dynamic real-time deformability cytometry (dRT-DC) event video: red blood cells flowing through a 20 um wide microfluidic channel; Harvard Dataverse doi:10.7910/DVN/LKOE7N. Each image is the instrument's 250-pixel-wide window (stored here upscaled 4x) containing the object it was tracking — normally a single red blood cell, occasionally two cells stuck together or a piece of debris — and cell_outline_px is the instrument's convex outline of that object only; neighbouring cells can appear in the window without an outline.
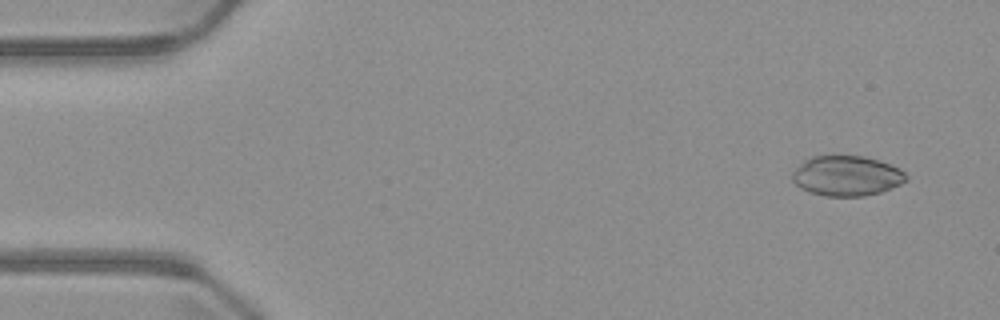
{"species": "common noctule bat (a hibernating species)", "species_latin": "Nyctalus noctula", "temperature_condition": "warm", "stored_images_in_passage": 4, "camera_frame_rate_fps": 3000, "um_per_image_px": 0.085, "animal": {"sex": "male", "body_mass_g": 23.1, "forearm_length_mm": 52.7}, "frame": {"image": 1, "passage_image": 1, "time_ms": 0.0, "image_size_px": [1000, 320], "cell_outline_px": [[908, 180], [892, 188], [880, 192], [864, 196], [824, 196], [808, 192], [800, 188], [792, 180], [792, 172], [804, 160], [812, 156], [864, 156], [892, 164], [900, 168], [908, 176]], "centroid_in_image_um": [71.98, 14.95], "position_along_channel_um": 13.0, "area_um2": 26.82}}
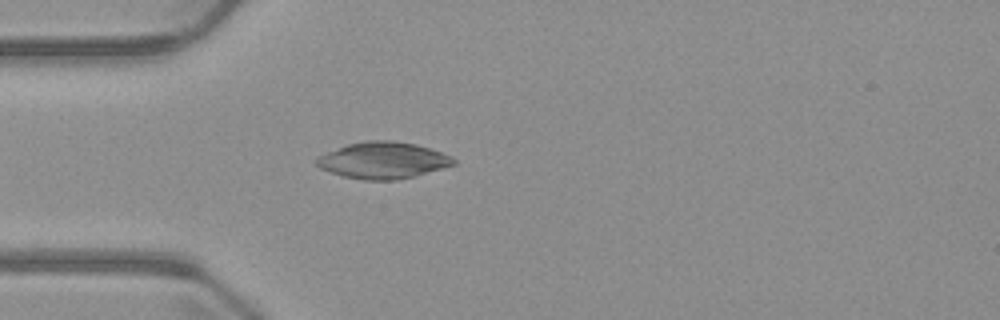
{"frame": {"image": 2, "passage_image": 4, "time_ms": 3.667, "image_size_px": [1000, 320], "cell_outline_px": [[456, 164], [412, 176], [396, 180], [364, 180], [344, 176], [320, 168], [316, 164], [316, 160], [320, 156], [328, 152], [348, 144], [364, 140], [392, 140], [416, 144], [452, 156], [456, 160]], "centroid_in_image_um": [32.57, 13.62], "position_along_channel_um": 52.4, "area_um2": 28.78}}